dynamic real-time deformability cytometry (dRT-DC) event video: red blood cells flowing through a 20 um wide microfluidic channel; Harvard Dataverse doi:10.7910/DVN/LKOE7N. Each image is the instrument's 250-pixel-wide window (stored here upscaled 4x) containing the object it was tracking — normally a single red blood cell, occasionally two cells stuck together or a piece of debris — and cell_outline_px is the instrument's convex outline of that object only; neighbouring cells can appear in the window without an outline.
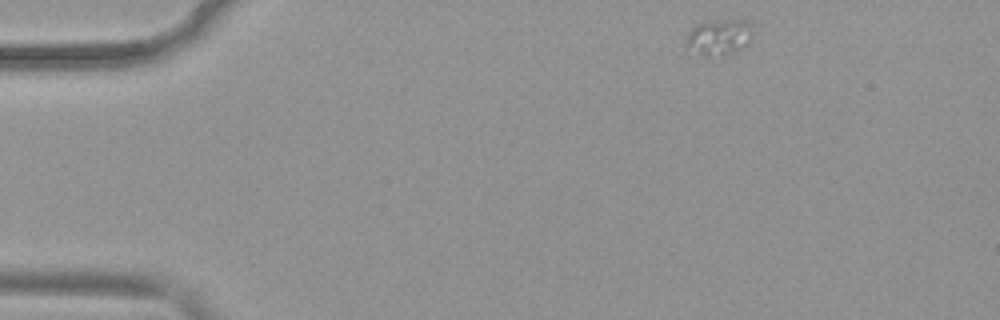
{"species": "common noctule bat (a hibernating species)", "species_latin": "Nyctalus noctula", "temperature_condition": "warm", "stored_images_in_passage": 46, "camera_frame_rate_fps": 3000, "um_per_image_px": 0.085, "animal": {"sex": "female", "body_mass_g": 19.9}, "frame": {"image": 1, "passage_image": 1, "time_ms": 0.0, "image_size_px": [1000, 320], "cell_outline_px": [[752, 32], [748, 44], [732, 52], [708, 56], [704, 56], [684, 44], [688, 32], [696, 24], [716, 20], [752, 20]], "centroid_in_image_um": [61.13, 3.11], "position_along_channel_um": 23.9, "area_um2": 13.76}}
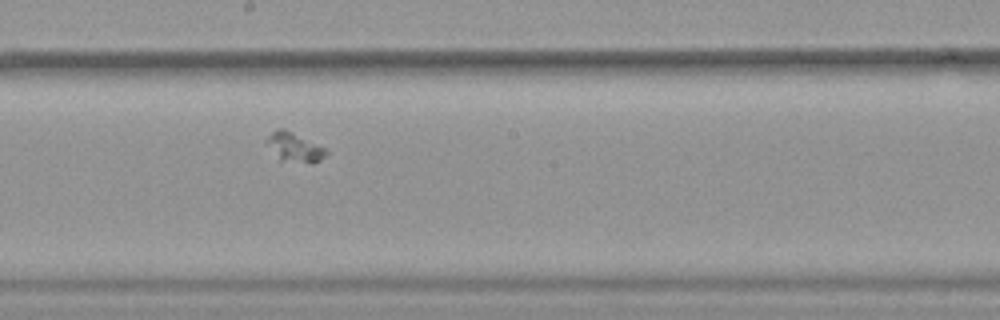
{"frame": {"image": 2, "passage_image": 23, "time_ms": 7.333, "image_size_px": [1000, 320], "cell_outline_px": [[328, 152], [320, 160], [312, 164], [280, 160], [264, 144], [264, 140], [276, 128], [284, 128], [328, 148]], "centroid_in_image_um": [25.01, 12.51], "position_along_channel_um": 223.2, "area_um2": 10.52}}
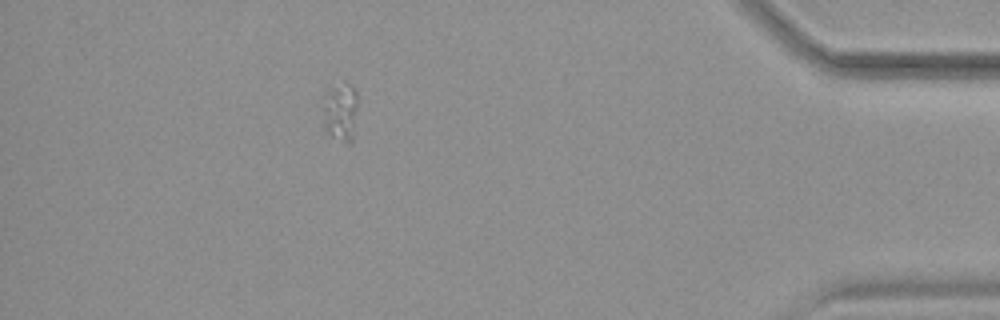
{"frame": {"image": 3, "passage_image": 41, "time_ms": 13.333, "image_size_px": [1000, 320], "cell_outline_px": [[356, 108], [352, 140], [348, 144], [324, 132], [324, 92], [332, 88], [348, 84], [356, 92]], "centroid_in_image_um": [28.91, 9.56], "position_along_channel_um": 406.3, "area_um2": 11.39}}